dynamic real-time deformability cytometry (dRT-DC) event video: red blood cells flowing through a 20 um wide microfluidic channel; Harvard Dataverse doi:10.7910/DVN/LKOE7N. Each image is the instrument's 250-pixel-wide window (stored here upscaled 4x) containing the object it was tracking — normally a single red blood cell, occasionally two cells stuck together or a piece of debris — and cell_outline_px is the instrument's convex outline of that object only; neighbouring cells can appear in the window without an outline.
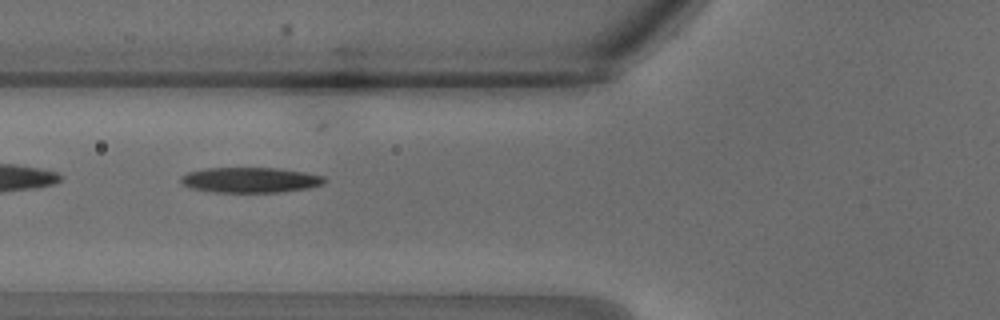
{"species": "common noctule bat (a hibernating species)", "species_latin": "Nyctalus noctula", "temperature_condition": "warm", "stored_images_in_passage": 23, "camera_frame_rate_fps": 3000, "um_per_image_px": 0.085, "animal": {"sex": "male", "body_mass_g": 18.8}, "frame": {"image": 1, "passage_image": 4, "time_ms": 1.0, "image_size_px": [1000, 320], "cell_outline_px": [[328, 180], [324, 184], [308, 188], [280, 192], [212, 192], [192, 188], [184, 184], [180, 180], [180, 176], [188, 172], [208, 168], [276, 168], [304, 172], [324, 176]], "centroid_in_image_um": [21.3, 15.3], "position_along_channel_um": 104.5, "area_um2": 21.15}}
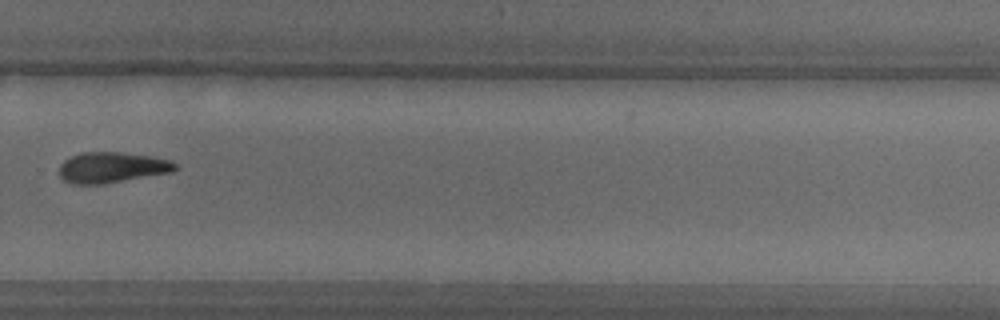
{"frame": {"image": 2, "passage_image": 14, "time_ms": 4.333, "image_size_px": [1000, 320], "cell_outline_px": [[176, 168], [172, 172], [104, 184], [72, 184], [64, 180], [60, 176], [60, 164], [64, 160], [72, 156], [84, 152], [120, 152], [152, 156], [168, 160], [176, 164]], "centroid_in_image_um": [9.49, 14.24], "position_along_channel_um": 320.3, "area_um2": 20.63}}
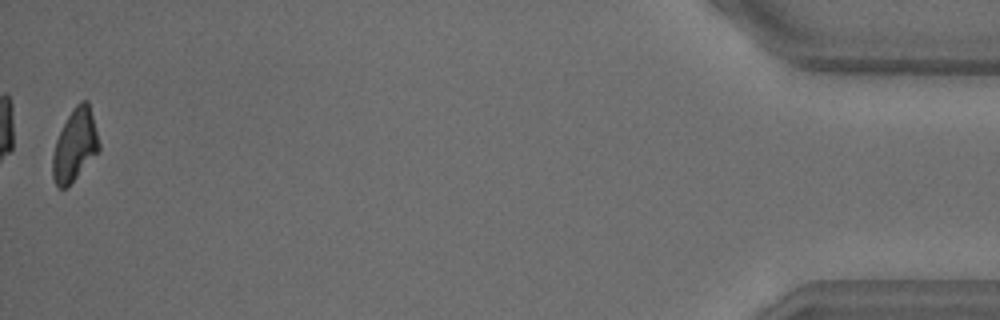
{"frame": {"image": 3, "passage_image": 23, "time_ms": 7.333, "image_size_px": [1000, 320], "cell_outline_px": [[100, 148], [68, 188], [60, 188], [56, 184], [52, 176], [52, 156], [56, 140], [72, 108], [80, 100], [88, 100], [100, 144]], "centroid_in_image_um": [6.35, 12.34], "position_along_channel_um": 428.8, "area_um2": 19.31}}